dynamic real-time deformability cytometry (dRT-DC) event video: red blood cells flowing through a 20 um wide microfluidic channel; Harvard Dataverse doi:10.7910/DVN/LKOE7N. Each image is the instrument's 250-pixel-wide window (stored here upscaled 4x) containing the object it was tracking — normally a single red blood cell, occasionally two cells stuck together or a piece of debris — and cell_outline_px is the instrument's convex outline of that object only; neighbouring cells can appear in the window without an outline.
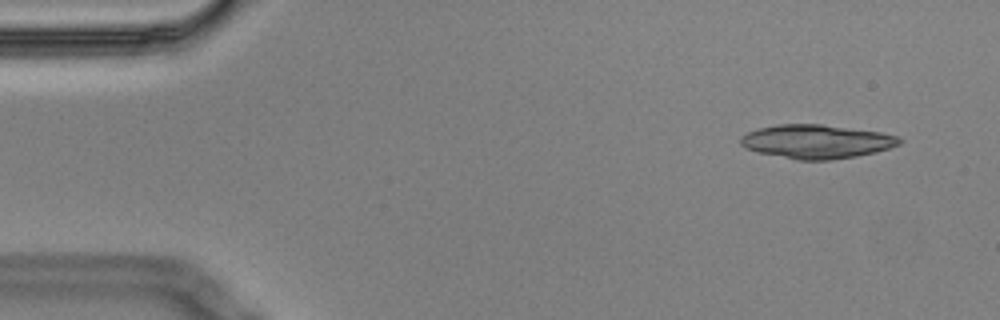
{"species": "Egyptian fruit bat (a non-hibernating species)", "species_latin": "Rousettus aegyptiacus", "temperature_condition": "cold", "stored_images_in_passage": 5, "camera_frame_rate_fps": 3000, "um_per_image_px": 0.085, "animal": {"sex": "male"}, "frame": {"image": 1, "passage_image": 1, "time_ms": 0.0, "image_size_px": [1000, 320], "cell_outline_px": [[904, 140], [900, 144], [876, 152], [856, 156], [832, 160], [796, 160], [756, 152], [740, 144], [740, 140], [748, 132], [760, 128], [776, 124], [820, 124], [880, 132], [896, 136]], "centroid_in_image_um": [69.41, 12.04], "position_along_channel_um": 15.6, "area_um2": 31.15}}